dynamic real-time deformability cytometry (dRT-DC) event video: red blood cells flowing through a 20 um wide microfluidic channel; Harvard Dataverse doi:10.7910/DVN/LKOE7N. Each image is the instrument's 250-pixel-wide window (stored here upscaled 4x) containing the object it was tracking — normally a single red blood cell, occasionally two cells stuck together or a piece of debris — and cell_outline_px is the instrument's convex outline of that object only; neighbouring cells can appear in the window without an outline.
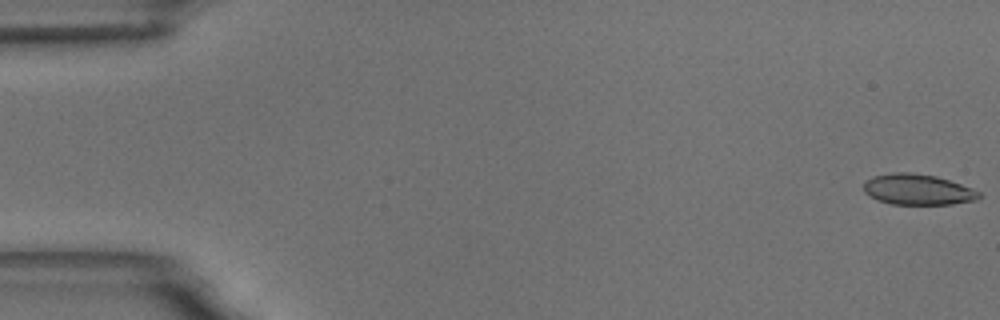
{"species": "common noctule bat (a hibernating species)", "species_latin": "Nyctalus noctula", "temperature_condition": "room temperature", "stored_images_in_passage": 58, "camera_frame_rate_fps": 3000, "um_per_image_px": 0.085, "animal": {"sex": "male", "body_mass_g": 18.8}, "frame": {"image": 1, "passage_image": 1, "time_ms": 0.0, "image_size_px": [1000, 320], "cell_outline_px": [[980, 196], [976, 200], [952, 204], [892, 204], [876, 200], [864, 192], [864, 184], [872, 176], [892, 172], [908, 172], [936, 176], [972, 188], [980, 192]], "centroid_in_image_um": [77.99, 16.11], "position_along_channel_um": 7.0, "area_um2": 20.58}}
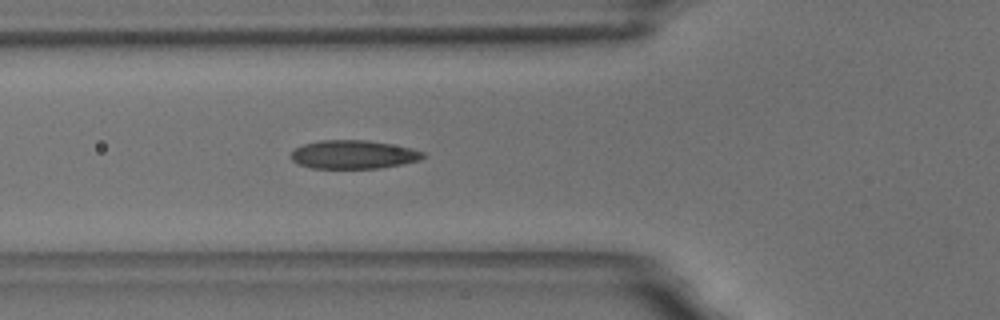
{"frame": {"image": 2, "passage_image": 21, "time_ms": 6.667, "image_size_px": [1000, 320], "cell_outline_px": [[424, 156], [420, 160], [380, 168], [312, 168], [300, 164], [292, 160], [288, 156], [296, 148], [304, 144], [320, 140], [368, 140], [412, 148], [424, 152]], "centroid_in_image_um": [30.03, 13.13], "position_along_channel_um": 95.8, "area_um2": 21.85}}
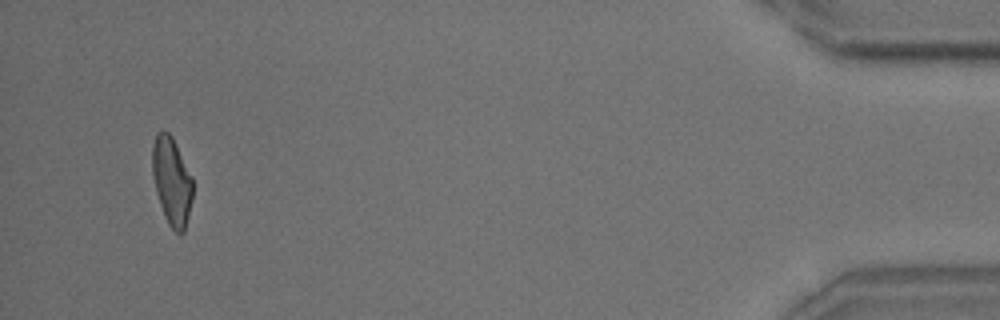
{"frame": {"image": 3, "passage_image": 55, "time_ms": 18.0, "image_size_px": [1000, 320], "cell_outline_px": [[192, 200], [184, 232], [180, 236], [168, 224], [160, 204], [156, 192], [152, 176], [152, 144], [156, 136], [160, 132], [168, 132], [172, 136], [192, 176]], "centroid_in_image_um": [14.6, 15.42], "position_along_channel_um": 420.6, "area_um2": 20.63}, "authors_computed_cell_mechanics": {"area_um2": 21.386, "velocity_mm_per_s": 3.538, "shape_relaxation_time_tau1_ms": null, "shape_relaxation_time_tau2_ms": 1.7859, "deformation_change_tau1": null, "deformation_change_tau2": 0.072}}